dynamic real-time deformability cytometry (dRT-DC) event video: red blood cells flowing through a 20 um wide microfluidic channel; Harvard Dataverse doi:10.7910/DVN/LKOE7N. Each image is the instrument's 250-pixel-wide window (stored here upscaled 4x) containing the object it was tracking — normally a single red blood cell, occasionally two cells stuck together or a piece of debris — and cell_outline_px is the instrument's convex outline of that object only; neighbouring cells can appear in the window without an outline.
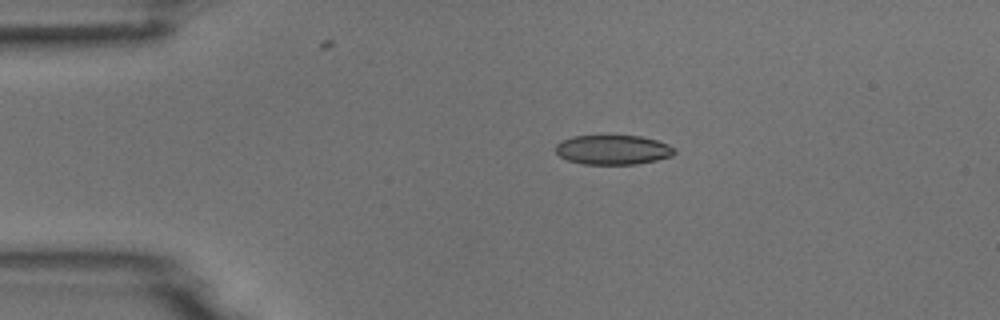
{"species": "common noctule bat (a hibernating species)", "species_latin": "Nyctalus noctula", "temperature_condition": "room temperature", "stored_images_in_passage": 3, "camera_frame_rate_fps": 3000, "um_per_image_px": 0.085, "animal": {"sex": "male", "body_mass_g": 18.8}, "frame": {"image": 1, "passage_image": 2, "time_ms": 1.0, "image_size_px": [1000, 320], "cell_outline_px": [[676, 152], [672, 156], [656, 160], [636, 164], [584, 164], [568, 160], [560, 156], [556, 152], [556, 144], [560, 140], [572, 136], [640, 136], [656, 140], [668, 144], [676, 148]], "centroid_in_image_um": [52.11, 12.73], "position_along_channel_um": 32.9, "area_um2": 20.46}}